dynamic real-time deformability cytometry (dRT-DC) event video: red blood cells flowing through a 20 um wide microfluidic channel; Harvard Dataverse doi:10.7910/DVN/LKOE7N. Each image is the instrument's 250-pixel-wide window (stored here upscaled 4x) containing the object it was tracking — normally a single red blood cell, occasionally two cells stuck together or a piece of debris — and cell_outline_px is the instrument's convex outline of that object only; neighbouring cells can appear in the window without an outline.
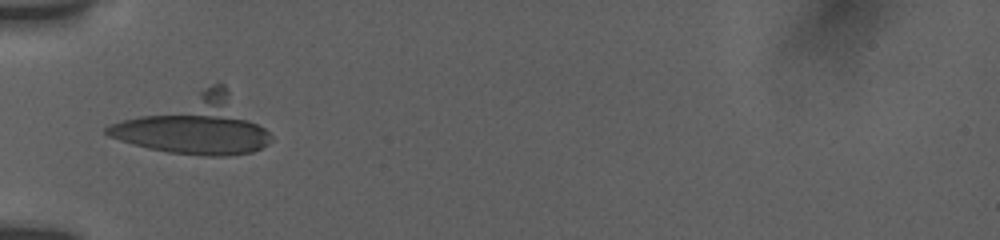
{"species": "human", "species_latin": "Homo sapiens", "temperature_condition": "room temperature", "stored_images_in_passage": 17, "camera_frame_rate_fps": 3000, "um_per_image_px": 0.085, "donor": {"sex": "female"}, "frame": {"image": 1, "passage_image": 1, "time_ms": 0.0, "image_size_px": [1000, 240], "cell_outline_px": [[272, 140], [268, 144], [252, 152], [228, 156], [204, 156], [168, 152], [148, 148], [132, 144], [108, 136], [104, 132], [104, 128], [112, 124], [212, 84], [224, 84], [272, 136]], "centroid_in_image_um": [16.62, 10.68], "position_along_channel_um": 68.4, "area_um2": 53.87}}
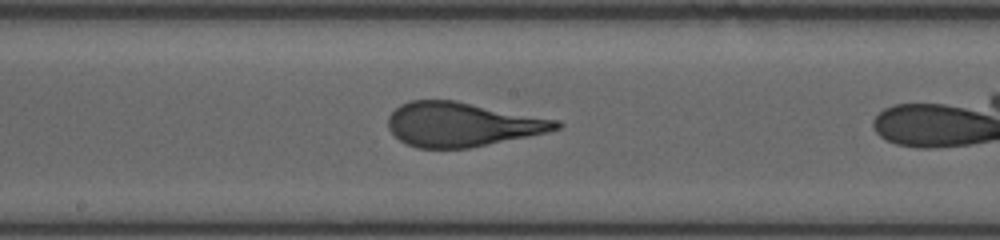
{"frame": {"image": 2, "passage_image": 8, "time_ms": 2.667, "image_size_px": [1000, 240], "cell_outline_px": [[564, 124], [560, 128], [548, 132], [468, 148], [416, 148], [400, 140], [388, 128], [388, 116], [400, 104], [408, 100], [456, 100], [560, 120]], "centroid_in_image_um": [39.29, 10.56], "position_along_channel_um": 208.9, "area_um2": 43.41}}
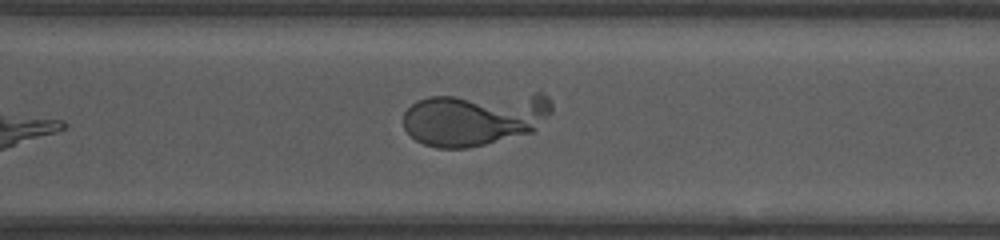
{"frame": {"image": 3, "passage_image": 17, "time_ms": 7.0, "image_size_px": [1000, 240], "cell_outline_px": [[552, 112], [532, 132], [468, 148], [436, 148], [424, 144], [416, 140], [404, 128], [404, 112], [416, 100], [428, 96], [540, 88], [552, 100]], "centroid_in_image_um": [40.47, 9.96], "position_along_channel_um": 330.1, "area_um2": 48.78}}